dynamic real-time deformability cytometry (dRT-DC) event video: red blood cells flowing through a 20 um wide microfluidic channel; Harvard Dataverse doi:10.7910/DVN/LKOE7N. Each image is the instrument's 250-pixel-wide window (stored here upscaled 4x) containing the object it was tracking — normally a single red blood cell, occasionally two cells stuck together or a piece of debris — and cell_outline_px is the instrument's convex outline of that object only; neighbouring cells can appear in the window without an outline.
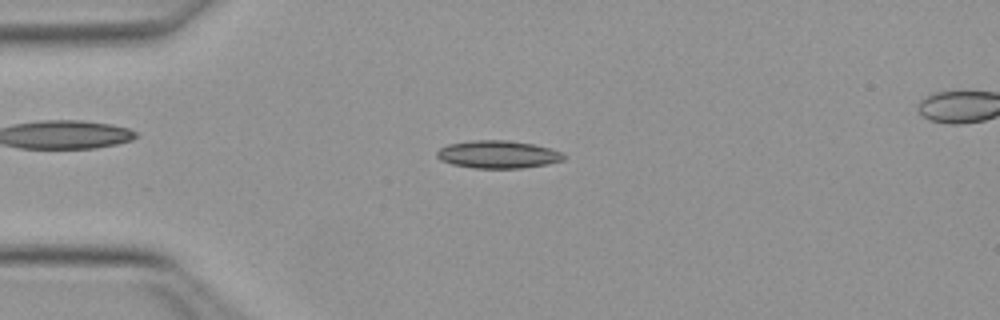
{"species": "Egyptian fruit bat (a non-hibernating species)", "species_latin": "Rousettus aegyptiacus", "temperature_condition": "warm", "stored_images_in_passage": 50, "camera_frame_rate_fps": 3000, "um_per_image_px": 0.085, "animal": {"sex": "female"}, "frame": {"image": 1, "passage_image": 12, "time_ms": 3.667, "image_size_px": [1000, 320], "cell_outline_px": [[568, 156], [564, 160], [548, 164], [524, 168], [472, 168], [452, 164], [440, 160], [436, 156], [436, 152], [440, 148], [448, 144], [472, 140], [508, 140], [532, 144], [548, 148], [560, 152]], "centroid_in_image_um": [42.32, 13.13], "position_along_channel_um": 42.7, "area_um2": 20.58}}
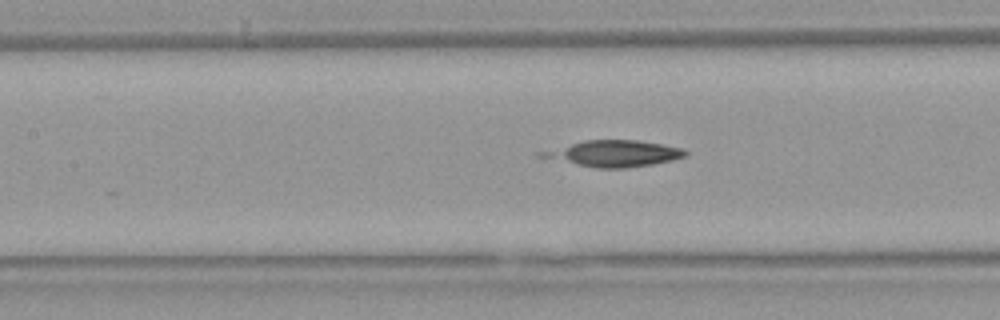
{"frame": {"image": 2, "passage_image": 22, "time_ms": 7.0, "image_size_px": [1000, 320], "cell_outline_px": [[688, 156], [672, 160], [652, 164], [628, 168], [596, 168], [576, 164], [560, 156], [560, 152], [572, 144], [584, 140], [636, 140], [660, 144], [680, 148], [688, 152]], "centroid_in_image_um": [52.71, 13.05], "position_along_channel_um": 154.7, "area_um2": 19.65}}
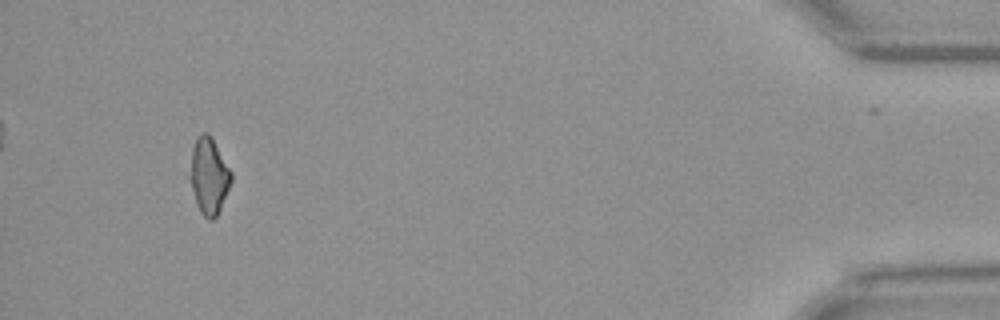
{"frame": {"image": 3, "passage_image": 47, "time_ms": 15.333, "image_size_px": [1000, 320], "cell_outline_px": [[232, 180], [220, 208], [216, 216], [212, 220], [208, 220], [200, 212], [196, 204], [184, 176], [192, 148], [196, 136], [200, 132], [208, 132], [212, 136], [232, 172]], "centroid_in_image_um": [17.66, 14.91], "position_along_channel_um": 417.5, "area_um2": 19.48}}